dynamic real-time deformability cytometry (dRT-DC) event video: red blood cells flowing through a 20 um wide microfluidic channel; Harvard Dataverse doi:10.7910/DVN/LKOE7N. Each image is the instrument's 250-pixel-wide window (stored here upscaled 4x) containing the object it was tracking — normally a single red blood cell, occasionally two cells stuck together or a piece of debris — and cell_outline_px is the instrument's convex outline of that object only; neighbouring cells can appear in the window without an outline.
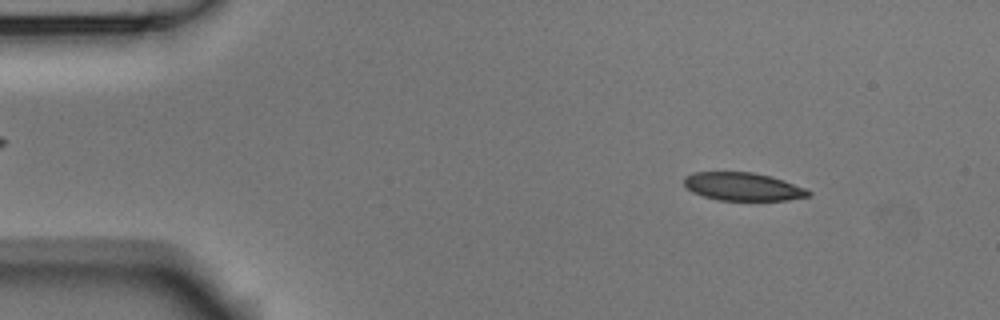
{"species": "Egyptian fruit bat (a non-hibernating species)", "species_latin": "Rousettus aegyptiacus", "temperature_condition": "room temperature", "stored_images_in_passage": 2, "camera_frame_rate_fps": 3000, "um_per_image_px": 0.085, "animal": {"sex": "male"}, "frame": {"image": 1, "passage_image": 1, "time_ms": 0.0, "image_size_px": [1000, 320], "cell_outline_px": [[812, 192], [808, 196], [788, 200], [720, 200], [704, 196], [692, 192], [684, 184], [684, 176], [692, 172], [752, 172], [772, 176], [784, 180], [804, 188]], "centroid_in_image_um": [63.13, 15.85], "position_along_channel_um": 21.9, "area_um2": 20.29}}